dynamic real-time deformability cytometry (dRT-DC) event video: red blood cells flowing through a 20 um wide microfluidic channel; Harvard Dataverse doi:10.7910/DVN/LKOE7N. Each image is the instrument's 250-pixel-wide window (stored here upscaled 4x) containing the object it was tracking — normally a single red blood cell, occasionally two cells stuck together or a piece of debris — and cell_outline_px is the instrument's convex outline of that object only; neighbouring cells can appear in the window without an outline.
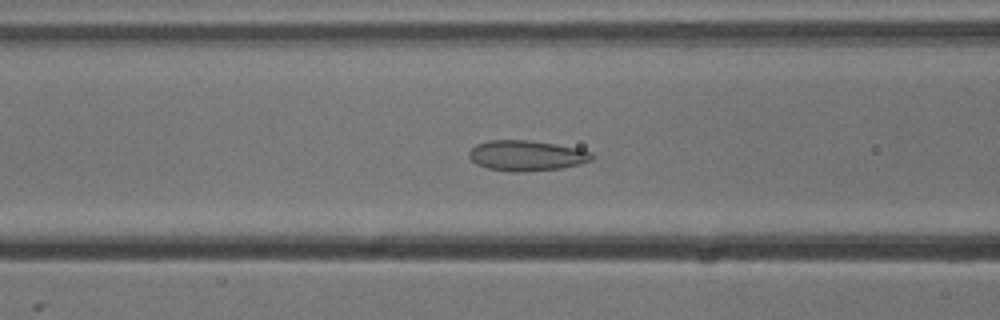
{"species": "common noctule bat (a hibernating species)", "species_latin": "Nyctalus noctula", "temperature_condition": "cold", "stored_images_in_passage": 49, "camera_frame_rate_fps": 3000, "um_per_image_px": 0.085, "animal": {"sex": "male", "body_mass_g": 13.3}, "frame": {"image": 1, "passage_image": 16, "time_ms": 5.0, "image_size_px": [1000, 320], "cell_outline_px": [[592, 160], [580, 164], [560, 168], [524, 172], [512, 172], [488, 168], [476, 164], [468, 156], [468, 152], [476, 144], [488, 140], [528, 140], [556, 144], [576, 148], [592, 152]], "centroid_in_image_um": [44.73, 13.22], "position_along_channel_um": 121.9, "area_um2": 21.79}}
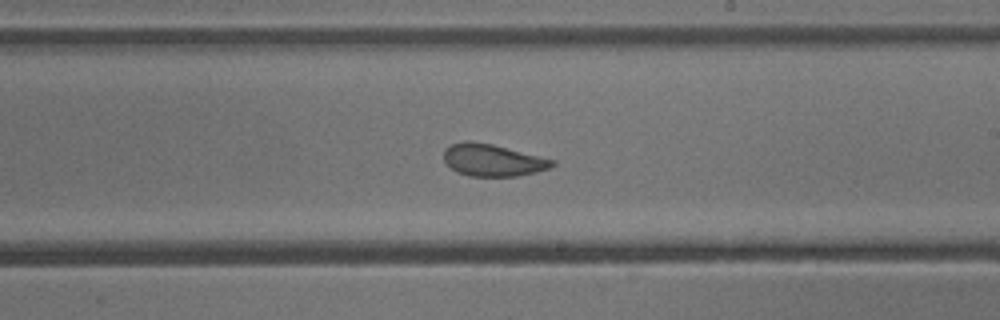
{"frame": {"image": 2, "passage_image": 26, "time_ms": 8.333, "image_size_px": [1000, 320], "cell_outline_px": [[556, 164], [548, 168], [536, 172], [516, 176], [468, 176], [456, 172], [444, 160], [444, 148], [452, 144], [468, 140], [492, 144], [556, 160]], "centroid_in_image_um": [41.88, 13.61], "position_along_channel_um": 247.1, "area_um2": 20.23}}
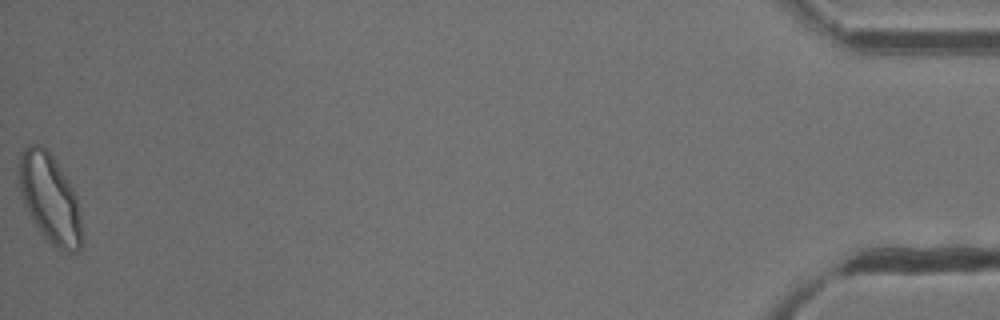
{"frame": {"image": 3, "passage_image": 49, "time_ms": 16.0, "image_size_px": [1000, 320], "cell_outline_px": [[84, 240], [80, 252], [60, 252], [44, 236], [32, 220], [24, 204], [20, 192], [16, 172], [20, 152], [28, 144], [40, 144], [52, 156], [76, 192], [80, 208]], "centroid_in_image_um": [4.25, 16.9], "position_along_channel_um": 430.9, "area_um2": 33.58}, "authors_computed_cell_mechanics": {"area_um2": 22.542, "velocity_mm_per_s": 3.7569, "shape_relaxation_time_tau1_ms": 4.2629, "shape_relaxation_time_tau2_ms": 1.1842, "deformation_change_tau1": 0.1163, "deformation_change_tau2": 0.0545}}